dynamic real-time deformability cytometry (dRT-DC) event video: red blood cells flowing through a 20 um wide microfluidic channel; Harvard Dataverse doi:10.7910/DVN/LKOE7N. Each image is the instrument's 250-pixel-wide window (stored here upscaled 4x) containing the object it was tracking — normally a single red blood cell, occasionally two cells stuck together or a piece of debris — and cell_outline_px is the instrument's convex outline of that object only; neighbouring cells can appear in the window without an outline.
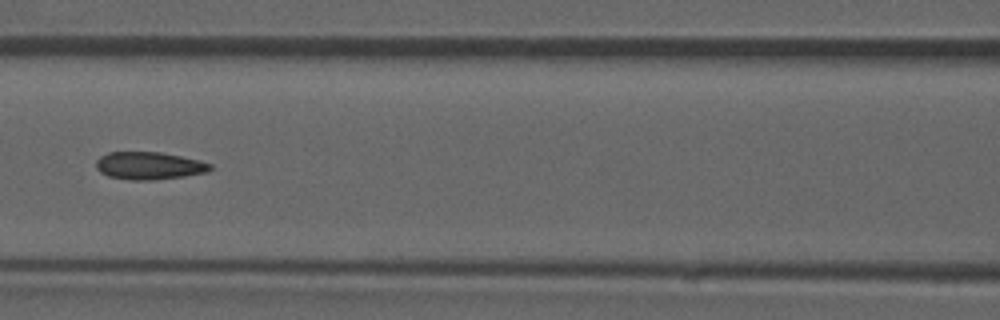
{"species": "common noctule bat (a hibernating species)", "species_latin": "Nyctalus noctula", "temperature_condition": "room temperature", "stored_images_in_passage": 53, "camera_frame_rate_fps": 3000, "um_per_image_px": 0.085, "animal": {"sex": "male", "forearm_length_mm": 52.5}, "frame": {"image": 1, "passage_image": 23, "time_ms": 7.333, "image_size_px": [1000, 320], "cell_outline_px": [[212, 168], [208, 172], [184, 176], [156, 180], [132, 180], [108, 176], [100, 172], [96, 168], [96, 160], [100, 156], [108, 152], [160, 152], [200, 160], [212, 164]], "centroid_in_image_um": [12.67, 14.08], "position_along_channel_um": 153.9, "area_um2": 18.44}, "authors_computed_cell_mechanics": {"area_um2": 18.3804, "velocity_mm_per_s": 3.9046, "shape_relaxation_time_tau1_ms": null, "shape_relaxation_time_tau2_ms": 1.6134, "deformation_change_tau1": null, "deformation_change_tau2": 0.0743}}